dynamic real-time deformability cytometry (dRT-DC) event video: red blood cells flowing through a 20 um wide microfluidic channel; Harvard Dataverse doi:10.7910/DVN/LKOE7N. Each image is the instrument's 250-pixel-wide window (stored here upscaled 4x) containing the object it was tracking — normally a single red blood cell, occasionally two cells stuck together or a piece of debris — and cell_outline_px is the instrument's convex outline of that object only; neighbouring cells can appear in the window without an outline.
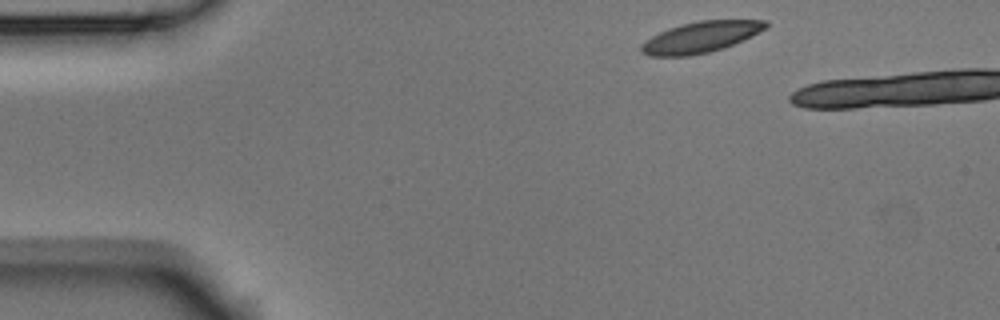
{"species": "Egyptian fruit bat (a non-hibernating species)", "species_latin": "Rousettus aegyptiacus", "temperature_condition": "room temperature", "stored_images_in_passage": 2, "camera_frame_rate_fps": 3000, "um_per_image_px": 0.085, "animal": {"sex": "male"}, "frame": {"image": 1, "passage_image": 1, "time_ms": 0.0, "image_size_px": [1000, 320], "cell_outline_px": [[768, 24], [760, 32], [752, 36], [724, 48], [708, 52], [688, 56], [648, 56], [640, 52], [640, 44], [644, 40], [668, 28], [680, 24], [700, 20], [768, 20]], "centroid_in_image_um": [59.52, 3.16], "position_along_channel_um": 25.5, "area_um2": 22.6}}